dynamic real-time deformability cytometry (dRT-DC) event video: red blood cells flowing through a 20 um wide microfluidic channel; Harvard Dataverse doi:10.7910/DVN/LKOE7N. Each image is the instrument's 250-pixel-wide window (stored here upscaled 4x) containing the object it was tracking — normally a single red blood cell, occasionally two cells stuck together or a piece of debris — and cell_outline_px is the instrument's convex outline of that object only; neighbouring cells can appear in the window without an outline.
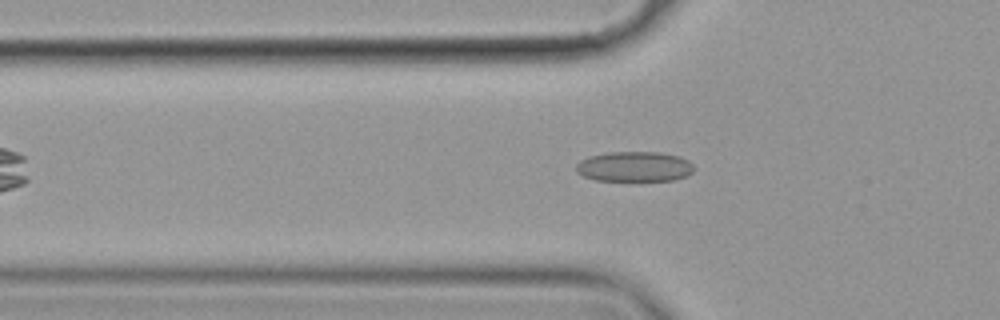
{"species": "common noctule bat (a hibernating species)", "species_latin": "Nyctalus noctula", "temperature_condition": "cold", "stored_images_in_passage": 45, "camera_frame_rate_fps": 3000, "um_per_image_px": 0.085, "animal": {"sex": "female", "body_mass_g": 19.9}, "frame": {"image": 1, "passage_image": 7, "time_ms": 2.0, "image_size_px": [1000, 320], "cell_outline_px": [[692, 172], [684, 176], [672, 180], [596, 180], [584, 176], [576, 172], [576, 164], [580, 160], [592, 156], [608, 152], [656, 152], [680, 156], [688, 160], [692, 164]], "centroid_in_image_um": [53.9, 14.15], "position_along_channel_um": 71.9, "area_um2": 20.4}}
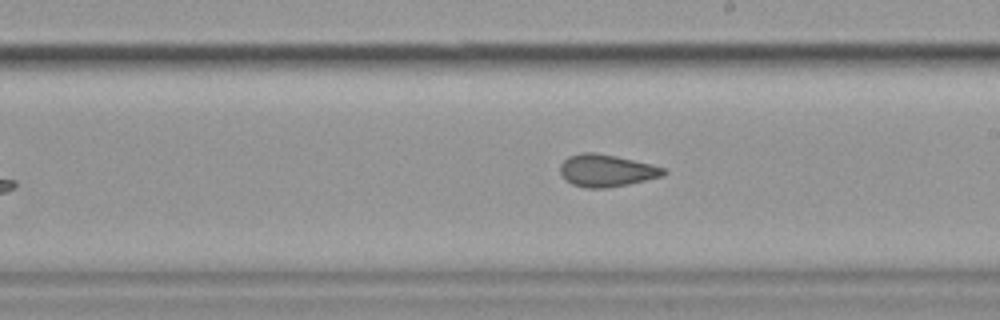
{"frame": {"image": 2, "passage_image": 21, "time_ms": 6.667, "image_size_px": [1000, 320], "cell_outline_px": [[668, 172], [664, 176], [628, 184], [608, 188], [584, 188], [572, 184], [564, 180], [560, 176], [560, 164], [568, 156], [580, 152], [596, 152], [616, 156], [652, 164], [664, 168]], "centroid_in_image_um": [51.52, 14.5], "position_along_channel_um": 237.5, "area_um2": 19.77}}
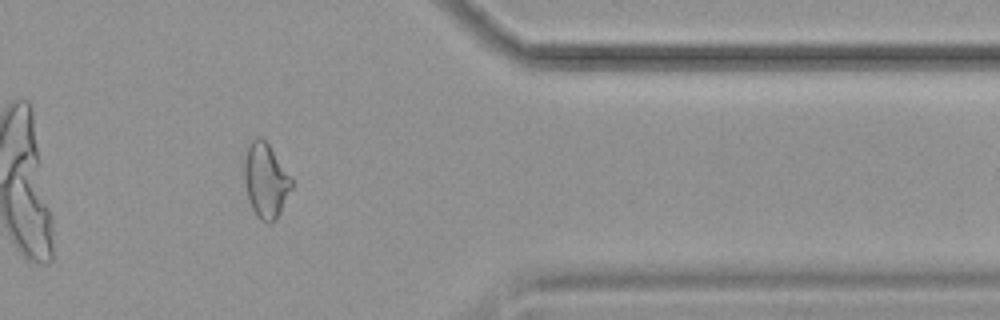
{"frame": {"image": 3, "passage_image": 35, "time_ms": 11.333, "image_size_px": [1000, 320], "cell_outline_px": [[292, 188], [276, 220], [268, 224], [260, 220], [256, 216], [252, 208], [248, 196], [244, 180], [244, 160], [248, 144], [256, 136], [260, 136], [268, 144], [292, 180]], "centroid_in_image_um": [22.56, 15.36], "position_along_channel_um": 388.8, "area_um2": 20.35}, "authors_computed_cell_mechanics": {"area_um2": 20.3456, "velocity_mm_per_s": 3.5521, "shape_relaxation_time_tau1_ms": null, "shape_relaxation_time_tau2_ms": 1.7331, "deformation_change_tau1": null, "deformation_change_tau2": 0.0707}}